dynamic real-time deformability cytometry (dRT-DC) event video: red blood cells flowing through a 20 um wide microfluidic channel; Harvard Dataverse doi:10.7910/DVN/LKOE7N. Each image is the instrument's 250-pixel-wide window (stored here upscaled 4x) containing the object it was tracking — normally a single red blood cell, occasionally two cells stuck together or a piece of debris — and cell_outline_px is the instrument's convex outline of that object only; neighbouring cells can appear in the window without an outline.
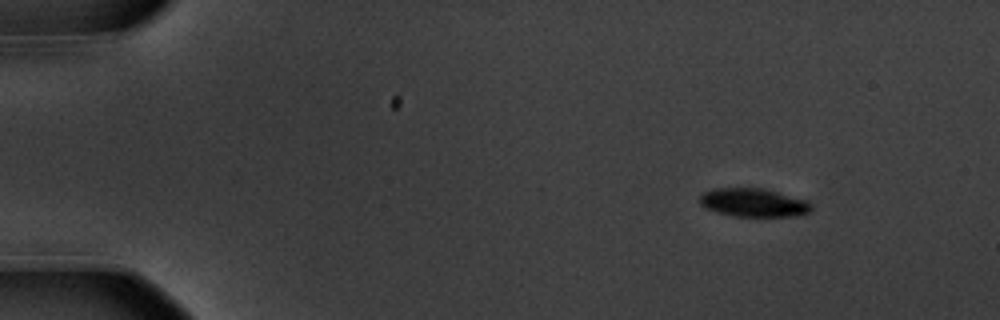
{"species": "common noctule bat (a hibernating species)", "species_latin": "Nyctalus noctula", "temperature_condition": "warm", "stored_images_in_passage": 7, "camera_frame_rate_fps": 3000, "um_per_image_px": 0.085, "animal": {"sex": "male", "body_mass_g": 20.1, "forearm_length_mm": 53.5}, "frame": {"image": 1, "passage_image": 1, "time_ms": 0.0, "image_size_px": [1000, 320], "cell_outline_px": [[812, 208], [808, 212], [796, 216], [732, 216], [716, 212], [704, 208], [700, 204], [700, 196], [704, 192], [712, 188], [764, 188], [808, 200], [812, 204]], "centroid_in_image_um": [64.04, 17.22], "position_along_channel_um": 21.0, "area_um2": 18.67}}